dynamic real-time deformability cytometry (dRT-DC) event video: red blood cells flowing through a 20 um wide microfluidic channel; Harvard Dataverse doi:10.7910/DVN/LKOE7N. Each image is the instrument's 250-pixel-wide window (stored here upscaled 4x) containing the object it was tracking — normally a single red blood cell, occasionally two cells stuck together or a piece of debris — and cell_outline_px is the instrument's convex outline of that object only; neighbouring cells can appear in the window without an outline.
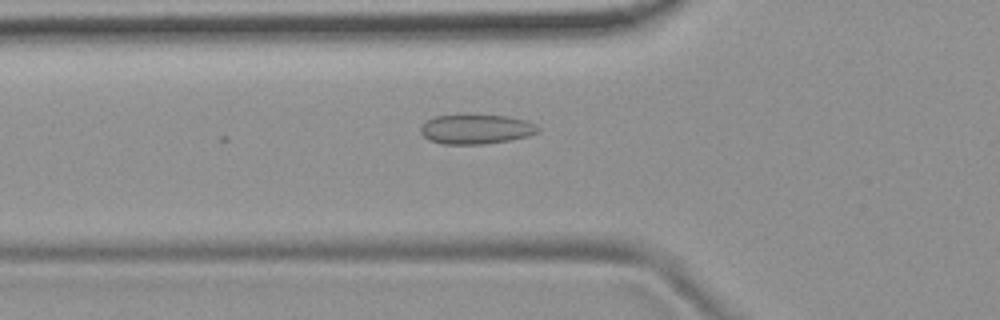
{"species": "common noctule bat (a hibernating species)", "species_latin": "Nyctalus noctula", "temperature_condition": "room temperature", "stored_images_in_passage": 11, "camera_frame_rate_fps": 3000, "um_per_image_px": 0.085, "animal": {"sex": "female", "body_mass_g": 19.9}, "frame": {"image": 1, "passage_image": 3, "time_ms": 0.667, "image_size_px": [1000, 320], "cell_outline_px": [[540, 132], [528, 136], [508, 140], [484, 144], [444, 144], [428, 140], [420, 132], [420, 128], [428, 120], [436, 116], [460, 112], [504, 116], [524, 120], [536, 124], [540, 128]], "centroid_in_image_um": [40.45, 10.94], "position_along_channel_um": 85.4, "area_um2": 20.81}}
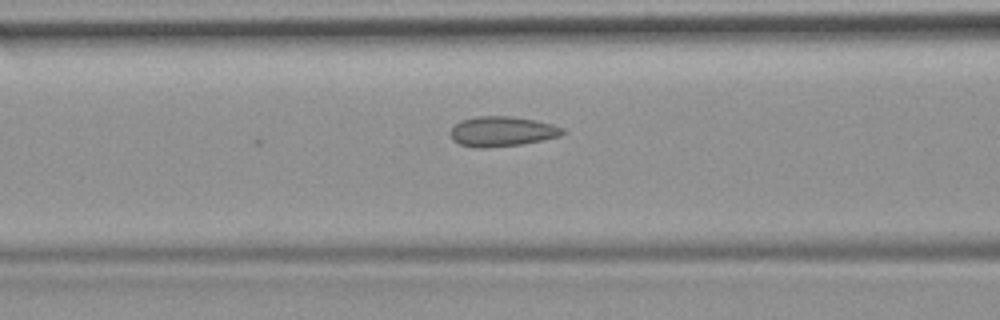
{"frame": {"image": 2, "passage_image": 6, "time_ms": 1.667, "image_size_px": [1000, 320], "cell_outline_px": [[568, 132], [560, 136], [524, 144], [488, 148], [476, 148], [460, 144], [452, 140], [448, 132], [460, 120], [476, 116], [508, 116], [536, 120], [552, 124], [564, 128]], "centroid_in_image_um": [42.67, 11.18], "position_along_channel_um": 123.9, "area_um2": 19.94}}